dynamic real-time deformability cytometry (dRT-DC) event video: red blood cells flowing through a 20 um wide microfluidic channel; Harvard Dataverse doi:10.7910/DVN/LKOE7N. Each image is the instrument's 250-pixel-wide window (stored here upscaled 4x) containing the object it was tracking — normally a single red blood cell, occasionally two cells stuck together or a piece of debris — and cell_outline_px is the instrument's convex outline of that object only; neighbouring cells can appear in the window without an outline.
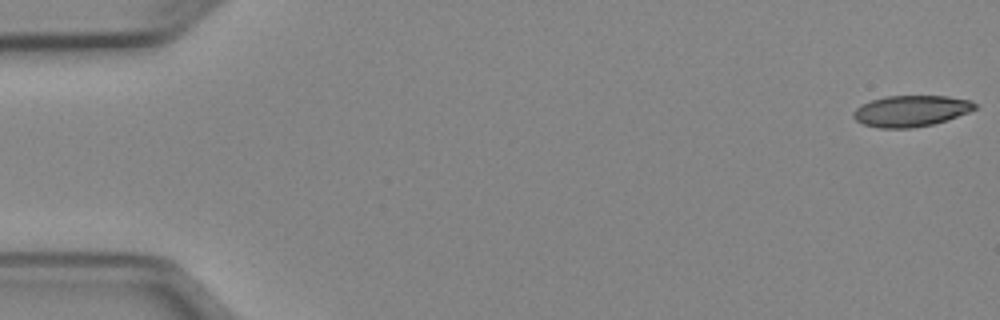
{"species": "Egyptian fruit bat (a non-hibernating species)", "species_latin": "Rousettus aegyptiacus", "temperature_condition": "cold", "stored_images_in_passage": 51, "camera_frame_rate_fps": 3000, "um_per_image_px": 0.085, "animal": {"sex": "female"}, "frame": {"image": 1, "passage_image": 1, "time_ms": 0.0, "image_size_px": [1000, 320], "cell_outline_px": [[976, 108], [968, 112], [948, 120], [932, 124], [912, 128], [880, 128], [864, 124], [856, 120], [852, 116], [852, 112], [856, 108], [872, 100], [884, 96], [948, 96], [972, 100], [976, 104]], "centroid_in_image_um": [77.45, 9.43], "position_along_channel_um": 7.6, "area_um2": 22.02}}
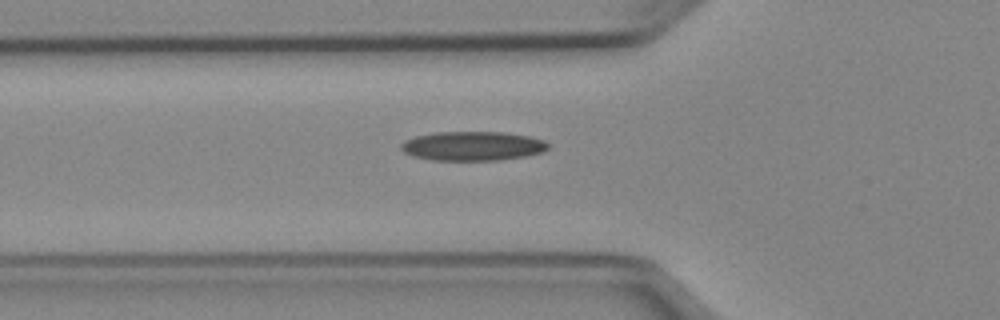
{"frame": {"image": 2, "passage_image": 18, "time_ms": 5.667, "image_size_px": [1000, 320], "cell_outline_px": [[548, 148], [544, 152], [524, 156], [500, 160], [432, 160], [412, 156], [404, 152], [400, 148], [400, 144], [404, 140], [416, 136], [436, 132], [500, 132], [528, 136], [544, 140], [548, 144]], "centroid_in_image_um": [40.15, 12.41], "position_along_channel_um": 85.7, "area_um2": 25.03}}
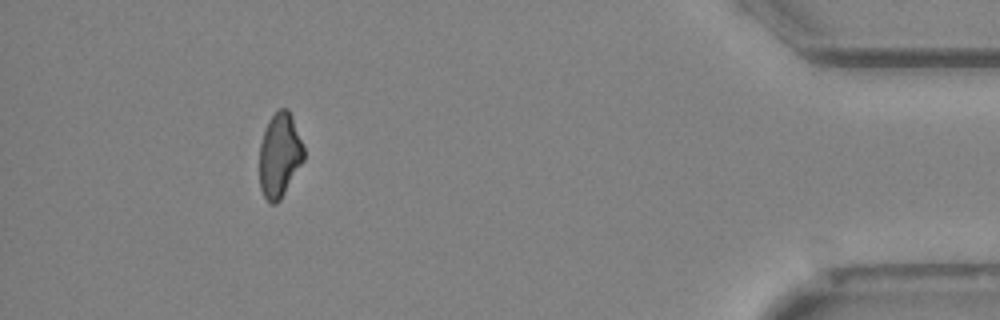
{"frame": {"image": 3, "passage_image": 47, "time_ms": 15.333, "image_size_px": [1000, 320], "cell_outline_px": [[304, 160], [280, 200], [276, 204], [268, 204], [260, 188], [260, 144], [264, 132], [272, 116], [280, 108], [288, 108], [292, 116], [304, 148]], "centroid_in_image_um": [23.77, 13.22], "position_along_channel_um": 411.4, "area_um2": 21.62}}